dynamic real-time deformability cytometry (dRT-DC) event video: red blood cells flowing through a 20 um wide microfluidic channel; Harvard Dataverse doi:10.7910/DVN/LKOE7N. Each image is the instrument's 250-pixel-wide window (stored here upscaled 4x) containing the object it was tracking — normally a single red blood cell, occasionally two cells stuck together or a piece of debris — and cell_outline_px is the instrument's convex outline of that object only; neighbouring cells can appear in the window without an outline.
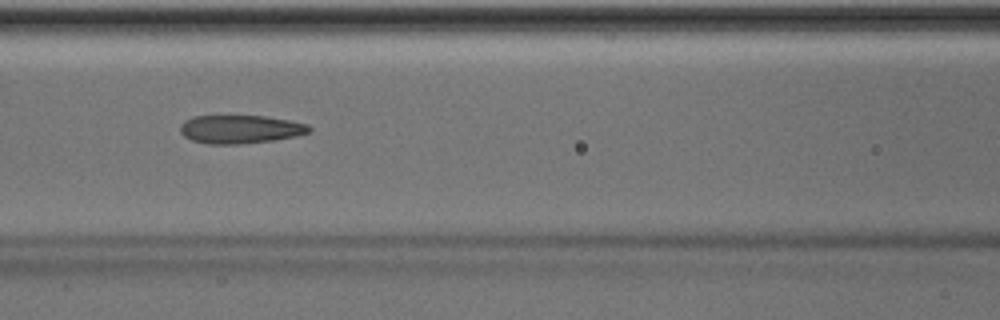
{"species": "Egyptian fruit bat (a non-hibernating species)", "species_latin": "Rousettus aegyptiacus", "temperature_condition": "room temperature", "stored_images_in_passage": 50, "camera_frame_rate_fps": 3000, "um_per_image_px": 0.085, "animal": {"sex": "male"}, "frame": {"image": 1, "passage_image": 22, "time_ms": 7.0, "image_size_px": [1000, 320], "cell_outline_px": [[312, 128], [308, 132], [296, 136], [272, 140], [240, 144], [208, 144], [192, 140], [184, 136], [180, 132], [180, 124], [184, 120], [192, 116], [264, 116], [288, 120], [308, 124]], "centroid_in_image_um": [20.39, 10.98], "position_along_channel_um": 146.2, "area_um2": 21.27}, "authors_computed_cell_mechanics": {"area_um2": 21.9351, "velocity_mm_per_s": 4.0491, "shape_relaxation_time_tau1_ms": 4.6198, "shape_relaxation_time_tau2_ms": 1.5696, "deformation_change_tau1": 0.1857, "deformation_change_tau2": 0.1155}}